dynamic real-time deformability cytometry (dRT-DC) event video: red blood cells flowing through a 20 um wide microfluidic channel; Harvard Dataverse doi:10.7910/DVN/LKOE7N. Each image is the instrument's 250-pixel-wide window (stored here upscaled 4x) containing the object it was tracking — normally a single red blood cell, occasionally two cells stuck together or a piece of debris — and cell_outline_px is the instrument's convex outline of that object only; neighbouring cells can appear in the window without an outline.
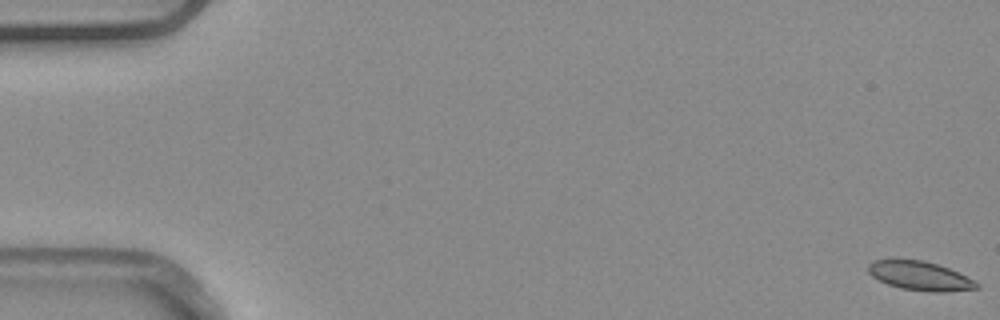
{"species": "common noctule bat (a hibernating species)", "species_latin": "Nyctalus noctula", "temperature_condition": "warm", "stored_images_in_passage": 7, "camera_frame_rate_fps": 3000, "um_per_image_px": 0.085, "animal": {"sex": "male", "body_mass_g": 20.4}, "frame": {"image": 1, "passage_image": 1, "time_ms": 0.0, "image_size_px": [1000, 320], "cell_outline_px": [[980, 288], [948, 292], [928, 292], [900, 288], [888, 284], [872, 276], [868, 272], [868, 264], [872, 260], [924, 260], [948, 268], [976, 280], [980, 284]], "centroid_in_image_um": [78.24, 23.46], "position_along_channel_um": 6.8, "area_um2": 18.38}}
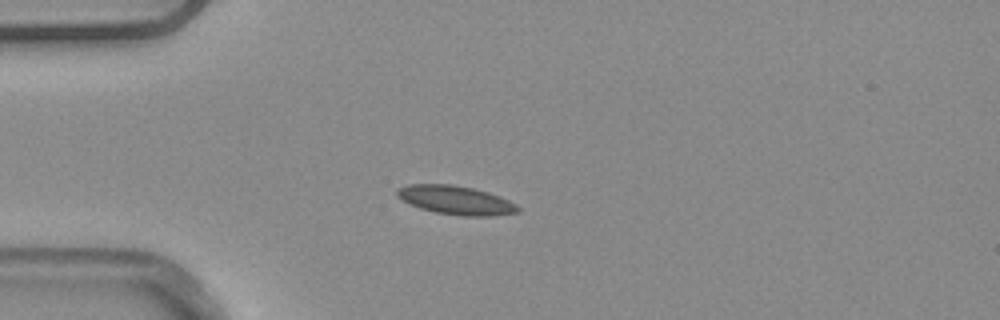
{"frame": {"image": 2, "passage_image": 4, "time_ms": 1.0, "image_size_px": [1000, 320], "cell_outline_px": [[520, 212], [492, 216], [464, 216], [436, 212], [420, 208], [396, 196], [396, 188], [408, 184], [452, 184], [476, 188], [500, 196], [516, 204], [520, 208]], "centroid_in_image_um": [38.77, 17.0], "position_along_channel_um": 46.2, "area_um2": 20.35}}